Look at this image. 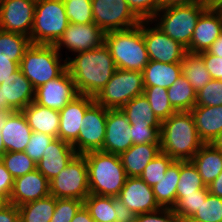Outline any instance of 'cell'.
Segmentation results:
<instances>
[{
  "instance_id": "e0dca14e",
  "label": "cell",
  "mask_w": 222,
  "mask_h": 222,
  "mask_svg": "<svg viewBox=\"0 0 222 222\" xmlns=\"http://www.w3.org/2000/svg\"><path fill=\"white\" fill-rule=\"evenodd\" d=\"M221 33L222 15L210 4L198 18L187 52L207 51Z\"/></svg>"
},
{
  "instance_id": "52a82bcc",
  "label": "cell",
  "mask_w": 222,
  "mask_h": 222,
  "mask_svg": "<svg viewBox=\"0 0 222 222\" xmlns=\"http://www.w3.org/2000/svg\"><path fill=\"white\" fill-rule=\"evenodd\" d=\"M68 25L63 0H39L36 2L30 41L32 44L55 45Z\"/></svg>"
},
{
  "instance_id": "277c9868",
  "label": "cell",
  "mask_w": 222,
  "mask_h": 222,
  "mask_svg": "<svg viewBox=\"0 0 222 222\" xmlns=\"http://www.w3.org/2000/svg\"><path fill=\"white\" fill-rule=\"evenodd\" d=\"M104 44L117 69L142 72L150 61L142 32V20L133 28L107 32Z\"/></svg>"
},
{
  "instance_id": "c3c4849f",
  "label": "cell",
  "mask_w": 222,
  "mask_h": 222,
  "mask_svg": "<svg viewBox=\"0 0 222 222\" xmlns=\"http://www.w3.org/2000/svg\"><path fill=\"white\" fill-rule=\"evenodd\" d=\"M135 222H180V217L172 208L161 207L155 211L138 214Z\"/></svg>"
},
{
  "instance_id": "60d3db41",
  "label": "cell",
  "mask_w": 222,
  "mask_h": 222,
  "mask_svg": "<svg viewBox=\"0 0 222 222\" xmlns=\"http://www.w3.org/2000/svg\"><path fill=\"white\" fill-rule=\"evenodd\" d=\"M209 194L208 186L195 194H184L173 206L172 210L180 218L192 217Z\"/></svg>"
},
{
  "instance_id": "836d02e7",
  "label": "cell",
  "mask_w": 222,
  "mask_h": 222,
  "mask_svg": "<svg viewBox=\"0 0 222 222\" xmlns=\"http://www.w3.org/2000/svg\"><path fill=\"white\" fill-rule=\"evenodd\" d=\"M31 44L30 38L26 35L0 29V57L2 58L21 62L25 51Z\"/></svg>"
},
{
  "instance_id": "94428289",
  "label": "cell",
  "mask_w": 222,
  "mask_h": 222,
  "mask_svg": "<svg viewBox=\"0 0 222 222\" xmlns=\"http://www.w3.org/2000/svg\"><path fill=\"white\" fill-rule=\"evenodd\" d=\"M210 144L222 152V132Z\"/></svg>"
},
{
  "instance_id": "d6a6232c",
  "label": "cell",
  "mask_w": 222,
  "mask_h": 222,
  "mask_svg": "<svg viewBox=\"0 0 222 222\" xmlns=\"http://www.w3.org/2000/svg\"><path fill=\"white\" fill-rule=\"evenodd\" d=\"M167 91L169 102L176 112L191 111L195 107L197 93L183 75Z\"/></svg>"
},
{
  "instance_id": "cb8c5ba5",
  "label": "cell",
  "mask_w": 222,
  "mask_h": 222,
  "mask_svg": "<svg viewBox=\"0 0 222 222\" xmlns=\"http://www.w3.org/2000/svg\"><path fill=\"white\" fill-rule=\"evenodd\" d=\"M161 152L160 144H133L119 155L127 177H140L146 165Z\"/></svg>"
},
{
  "instance_id": "d4e9b609",
  "label": "cell",
  "mask_w": 222,
  "mask_h": 222,
  "mask_svg": "<svg viewBox=\"0 0 222 222\" xmlns=\"http://www.w3.org/2000/svg\"><path fill=\"white\" fill-rule=\"evenodd\" d=\"M191 112L199 138L204 144H209L222 132V105L195 106Z\"/></svg>"
},
{
  "instance_id": "f907efd6",
  "label": "cell",
  "mask_w": 222,
  "mask_h": 222,
  "mask_svg": "<svg viewBox=\"0 0 222 222\" xmlns=\"http://www.w3.org/2000/svg\"><path fill=\"white\" fill-rule=\"evenodd\" d=\"M113 206L116 214V222H135L137 215L125 206L119 197H113Z\"/></svg>"
},
{
  "instance_id": "4fadbf2b",
  "label": "cell",
  "mask_w": 222,
  "mask_h": 222,
  "mask_svg": "<svg viewBox=\"0 0 222 222\" xmlns=\"http://www.w3.org/2000/svg\"><path fill=\"white\" fill-rule=\"evenodd\" d=\"M105 34L95 23H69L55 47L62 56V51L65 50V59L68 60L69 52L72 56L102 46L105 43Z\"/></svg>"
},
{
  "instance_id": "ffe728a7",
  "label": "cell",
  "mask_w": 222,
  "mask_h": 222,
  "mask_svg": "<svg viewBox=\"0 0 222 222\" xmlns=\"http://www.w3.org/2000/svg\"><path fill=\"white\" fill-rule=\"evenodd\" d=\"M50 195L49 180L36 168L23 176L14 179L11 204L17 207Z\"/></svg>"
},
{
  "instance_id": "9f6ffc18",
  "label": "cell",
  "mask_w": 222,
  "mask_h": 222,
  "mask_svg": "<svg viewBox=\"0 0 222 222\" xmlns=\"http://www.w3.org/2000/svg\"><path fill=\"white\" fill-rule=\"evenodd\" d=\"M14 112L11 109H2L0 110V160L2 158V156L6 153L3 141H2V133H1V129L3 128L6 119L8 118V116Z\"/></svg>"
},
{
  "instance_id": "91938a15",
  "label": "cell",
  "mask_w": 222,
  "mask_h": 222,
  "mask_svg": "<svg viewBox=\"0 0 222 222\" xmlns=\"http://www.w3.org/2000/svg\"><path fill=\"white\" fill-rule=\"evenodd\" d=\"M209 54L218 56L222 58V33L219 37L212 43L210 48L207 50Z\"/></svg>"
},
{
  "instance_id": "7402d4cb",
  "label": "cell",
  "mask_w": 222,
  "mask_h": 222,
  "mask_svg": "<svg viewBox=\"0 0 222 222\" xmlns=\"http://www.w3.org/2000/svg\"><path fill=\"white\" fill-rule=\"evenodd\" d=\"M72 144L54 138L47 146L42 158L36 163V168L50 181L65 168L76 155Z\"/></svg>"
},
{
  "instance_id": "e575fe53",
  "label": "cell",
  "mask_w": 222,
  "mask_h": 222,
  "mask_svg": "<svg viewBox=\"0 0 222 222\" xmlns=\"http://www.w3.org/2000/svg\"><path fill=\"white\" fill-rule=\"evenodd\" d=\"M199 172L191 161H180V175L177 183L176 202L184 194H195L206 188Z\"/></svg>"
},
{
  "instance_id": "4dcf8cb0",
  "label": "cell",
  "mask_w": 222,
  "mask_h": 222,
  "mask_svg": "<svg viewBox=\"0 0 222 222\" xmlns=\"http://www.w3.org/2000/svg\"><path fill=\"white\" fill-rule=\"evenodd\" d=\"M56 207V198H44L18 206L20 222H50Z\"/></svg>"
},
{
  "instance_id": "2e32d148",
  "label": "cell",
  "mask_w": 222,
  "mask_h": 222,
  "mask_svg": "<svg viewBox=\"0 0 222 222\" xmlns=\"http://www.w3.org/2000/svg\"><path fill=\"white\" fill-rule=\"evenodd\" d=\"M131 124L121 109L107 111L105 140L102 152L117 154L127 151L132 145Z\"/></svg>"
},
{
  "instance_id": "ee69618b",
  "label": "cell",
  "mask_w": 222,
  "mask_h": 222,
  "mask_svg": "<svg viewBox=\"0 0 222 222\" xmlns=\"http://www.w3.org/2000/svg\"><path fill=\"white\" fill-rule=\"evenodd\" d=\"M82 206L83 201L79 199L56 198V207L50 222H71Z\"/></svg>"
},
{
  "instance_id": "bcb514c9",
  "label": "cell",
  "mask_w": 222,
  "mask_h": 222,
  "mask_svg": "<svg viewBox=\"0 0 222 222\" xmlns=\"http://www.w3.org/2000/svg\"><path fill=\"white\" fill-rule=\"evenodd\" d=\"M54 138L51 135L33 131L24 152L37 163Z\"/></svg>"
},
{
  "instance_id": "816d5d0a",
  "label": "cell",
  "mask_w": 222,
  "mask_h": 222,
  "mask_svg": "<svg viewBox=\"0 0 222 222\" xmlns=\"http://www.w3.org/2000/svg\"><path fill=\"white\" fill-rule=\"evenodd\" d=\"M13 186L14 178L0 160V193H4L10 198L13 191Z\"/></svg>"
},
{
  "instance_id": "6f0895ef",
  "label": "cell",
  "mask_w": 222,
  "mask_h": 222,
  "mask_svg": "<svg viewBox=\"0 0 222 222\" xmlns=\"http://www.w3.org/2000/svg\"><path fill=\"white\" fill-rule=\"evenodd\" d=\"M208 189L211 195L222 198V172L208 185Z\"/></svg>"
},
{
  "instance_id": "484cf974",
  "label": "cell",
  "mask_w": 222,
  "mask_h": 222,
  "mask_svg": "<svg viewBox=\"0 0 222 222\" xmlns=\"http://www.w3.org/2000/svg\"><path fill=\"white\" fill-rule=\"evenodd\" d=\"M32 131L58 137L59 111L31 102L22 110Z\"/></svg>"
},
{
  "instance_id": "7bdbcfd3",
  "label": "cell",
  "mask_w": 222,
  "mask_h": 222,
  "mask_svg": "<svg viewBox=\"0 0 222 222\" xmlns=\"http://www.w3.org/2000/svg\"><path fill=\"white\" fill-rule=\"evenodd\" d=\"M222 105V80L212 79L196 94L195 106H221Z\"/></svg>"
},
{
  "instance_id": "f5cc1de1",
  "label": "cell",
  "mask_w": 222,
  "mask_h": 222,
  "mask_svg": "<svg viewBox=\"0 0 222 222\" xmlns=\"http://www.w3.org/2000/svg\"><path fill=\"white\" fill-rule=\"evenodd\" d=\"M20 62H14L9 58L0 57V84L20 68Z\"/></svg>"
},
{
  "instance_id": "5b68a950",
  "label": "cell",
  "mask_w": 222,
  "mask_h": 222,
  "mask_svg": "<svg viewBox=\"0 0 222 222\" xmlns=\"http://www.w3.org/2000/svg\"><path fill=\"white\" fill-rule=\"evenodd\" d=\"M19 66L23 75L36 89L59 77L67 69V60L63 59L55 45L31 44Z\"/></svg>"
},
{
  "instance_id": "ac0fdd59",
  "label": "cell",
  "mask_w": 222,
  "mask_h": 222,
  "mask_svg": "<svg viewBox=\"0 0 222 222\" xmlns=\"http://www.w3.org/2000/svg\"><path fill=\"white\" fill-rule=\"evenodd\" d=\"M118 197L136 215L161 208L155 200L153 188L140 177H127Z\"/></svg>"
},
{
  "instance_id": "9c48e42d",
  "label": "cell",
  "mask_w": 222,
  "mask_h": 222,
  "mask_svg": "<svg viewBox=\"0 0 222 222\" xmlns=\"http://www.w3.org/2000/svg\"><path fill=\"white\" fill-rule=\"evenodd\" d=\"M50 195L55 198L84 201L90 194L85 156L76 154L57 176L49 181Z\"/></svg>"
},
{
  "instance_id": "603a6c76",
  "label": "cell",
  "mask_w": 222,
  "mask_h": 222,
  "mask_svg": "<svg viewBox=\"0 0 222 222\" xmlns=\"http://www.w3.org/2000/svg\"><path fill=\"white\" fill-rule=\"evenodd\" d=\"M32 132L23 112H12L1 129L6 152L25 151Z\"/></svg>"
},
{
  "instance_id": "db71d44e",
  "label": "cell",
  "mask_w": 222,
  "mask_h": 222,
  "mask_svg": "<svg viewBox=\"0 0 222 222\" xmlns=\"http://www.w3.org/2000/svg\"><path fill=\"white\" fill-rule=\"evenodd\" d=\"M0 222H20L18 207L10 203L0 210Z\"/></svg>"
},
{
  "instance_id": "f35d334b",
  "label": "cell",
  "mask_w": 222,
  "mask_h": 222,
  "mask_svg": "<svg viewBox=\"0 0 222 222\" xmlns=\"http://www.w3.org/2000/svg\"><path fill=\"white\" fill-rule=\"evenodd\" d=\"M69 23H94L92 0H63Z\"/></svg>"
},
{
  "instance_id": "74e56055",
  "label": "cell",
  "mask_w": 222,
  "mask_h": 222,
  "mask_svg": "<svg viewBox=\"0 0 222 222\" xmlns=\"http://www.w3.org/2000/svg\"><path fill=\"white\" fill-rule=\"evenodd\" d=\"M1 161L14 179L36 169V162L24 151L6 152Z\"/></svg>"
},
{
  "instance_id": "4316f807",
  "label": "cell",
  "mask_w": 222,
  "mask_h": 222,
  "mask_svg": "<svg viewBox=\"0 0 222 222\" xmlns=\"http://www.w3.org/2000/svg\"><path fill=\"white\" fill-rule=\"evenodd\" d=\"M142 73L144 88L158 86L168 89L182 75V64L150 60Z\"/></svg>"
},
{
  "instance_id": "ba28073f",
  "label": "cell",
  "mask_w": 222,
  "mask_h": 222,
  "mask_svg": "<svg viewBox=\"0 0 222 222\" xmlns=\"http://www.w3.org/2000/svg\"><path fill=\"white\" fill-rule=\"evenodd\" d=\"M144 93L143 73L116 69L109 82L94 97L106 109H121L129 100Z\"/></svg>"
},
{
  "instance_id": "b9f144b4",
  "label": "cell",
  "mask_w": 222,
  "mask_h": 222,
  "mask_svg": "<svg viewBox=\"0 0 222 222\" xmlns=\"http://www.w3.org/2000/svg\"><path fill=\"white\" fill-rule=\"evenodd\" d=\"M192 217L202 222H222V198L209 193Z\"/></svg>"
},
{
  "instance_id": "5bb4252c",
  "label": "cell",
  "mask_w": 222,
  "mask_h": 222,
  "mask_svg": "<svg viewBox=\"0 0 222 222\" xmlns=\"http://www.w3.org/2000/svg\"><path fill=\"white\" fill-rule=\"evenodd\" d=\"M78 95L74 80L66 69L59 77L49 80L35 89L34 102L60 111Z\"/></svg>"
},
{
  "instance_id": "e7e4bbea",
  "label": "cell",
  "mask_w": 222,
  "mask_h": 222,
  "mask_svg": "<svg viewBox=\"0 0 222 222\" xmlns=\"http://www.w3.org/2000/svg\"><path fill=\"white\" fill-rule=\"evenodd\" d=\"M180 222H202V221L197 220L193 217H187V218H180Z\"/></svg>"
},
{
  "instance_id": "8992f818",
  "label": "cell",
  "mask_w": 222,
  "mask_h": 222,
  "mask_svg": "<svg viewBox=\"0 0 222 222\" xmlns=\"http://www.w3.org/2000/svg\"><path fill=\"white\" fill-rule=\"evenodd\" d=\"M210 4L195 3L163 8L154 15L151 21L167 36L187 48L190 45L198 18Z\"/></svg>"
},
{
  "instance_id": "6da1fadb",
  "label": "cell",
  "mask_w": 222,
  "mask_h": 222,
  "mask_svg": "<svg viewBox=\"0 0 222 222\" xmlns=\"http://www.w3.org/2000/svg\"><path fill=\"white\" fill-rule=\"evenodd\" d=\"M72 56L67 60V69L78 93L95 97L117 69L108 47L103 44Z\"/></svg>"
},
{
  "instance_id": "f546056e",
  "label": "cell",
  "mask_w": 222,
  "mask_h": 222,
  "mask_svg": "<svg viewBox=\"0 0 222 222\" xmlns=\"http://www.w3.org/2000/svg\"><path fill=\"white\" fill-rule=\"evenodd\" d=\"M181 64L182 75L190 82L196 93L212 80L203 58L199 53L187 52Z\"/></svg>"
},
{
  "instance_id": "ab89813d",
  "label": "cell",
  "mask_w": 222,
  "mask_h": 222,
  "mask_svg": "<svg viewBox=\"0 0 222 222\" xmlns=\"http://www.w3.org/2000/svg\"><path fill=\"white\" fill-rule=\"evenodd\" d=\"M173 161L174 160L169 155L160 152L146 165L140 178L150 187H153L165 176L167 168Z\"/></svg>"
},
{
  "instance_id": "d590c367",
  "label": "cell",
  "mask_w": 222,
  "mask_h": 222,
  "mask_svg": "<svg viewBox=\"0 0 222 222\" xmlns=\"http://www.w3.org/2000/svg\"><path fill=\"white\" fill-rule=\"evenodd\" d=\"M83 205L95 222H116L113 197L89 194Z\"/></svg>"
},
{
  "instance_id": "83f0119b",
  "label": "cell",
  "mask_w": 222,
  "mask_h": 222,
  "mask_svg": "<svg viewBox=\"0 0 222 222\" xmlns=\"http://www.w3.org/2000/svg\"><path fill=\"white\" fill-rule=\"evenodd\" d=\"M208 186L222 172V152L210 143L204 144L190 160Z\"/></svg>"
},
{
  "instance_id": "f1b7e54d",
  "label": "cell",
  "mask_w": 222,
  "mask_h": 222,
  "mask_svg": "<svg viewBox=\"0 0 222 222\" xmlns=\"http://www.w3.org/2000/svg\"><path fill=\"white\" fill-rule=\"evenodd\" d=\"M180 175V161L174 160L159 182L152 188L156 202L160 207L173 208L176 203L177 183Z\"/></svg>"
},
{
  "instance_id": "1f68e13d",
  "label": "cell",
  "mask_w": 222,
  "mask_h": 222,
  "mask_svg": "<svg viewBox=\"0 0 222 222\" xmlns=\"http://www.w3.org/2000/svg\"><path fill=\"white\" fill-rule=\"evenodd\" d=\"M121 110L130 124H151L161 126V121L153 113L148 99L142 94L129 100Z\"/></svg>"
},
{
  "instance_id": "6125c7cd",
  "label": "cell",
  "mask_w": 222,
  "mask_h": 222,
  "mask_svg": "<svg viewBox=\"0 0 222 222\" xmlns=\"http://www.w3.org/2000/svg\"><path fill=\"white\" fill-rule=\"evenodd\" d=\"M9 204V197L4 193H0V210L4 209Z\"/></svg>"
},
{
  "instance_id": "f6af8a7d",
  "label": "cell",
  "mask_w": 222,
  "mask_h": 222,
  "mask_svg": "<svg viewBox=\"0 0 222 222\" xmlns=\"http://www.w3.org/2000/svg\"><path fill=\"white\" fill-rule=\"evenodd\" d=\"M161 126L131 124L133 144H160Z\"/></svg>"
},
{
  "instance_id": "30bf717a",
  "label": "cell",
  "mask_w": 222,
  "mask_h": 222,
  "mask_svg": "<svg viewBox=\"0 0 222 222\" xmlns=\"http://www.w3.org/2000/svg\"><path fill=\"white\" fill-rule=\"evenodd\" d=\"M92 8L94 23L105 33L130 29L141 22L126 0H92Z\"/></svg>"
},
{
  "instance_id": "be15d7a7",
  "label": "cell",
  "mask_w": 222,
  "mask_h": 222,
  "mask_svg": "<svg viewBox=\"0 0 222 222\" xmlns=\"http://www.w3.org/2000/svg\"><path fill=\"white\" fill-rule=\"evenodd\" d=\"M211 5L222 15V0H212Z\"/></svg>"
},
{
  "instance_id": "44dd1931",
  "label": "cell",
  "mask_w": 222,
  "mask_h": 222,
  "mask_svg": "<svg viewBox=\"0 0 222 222\" xmlns=\"http://www.w3.org/2000/svg\"><path fill=\"white\" fill-rule=\"evenodd\" d=\"M0 89L3 94V109L22 111L34 101L35 88L20 68L0 84Z\"/></svg>"
},
{
  "instance_id": "7c38bea8",
  "label": "cell",
  "mask_w": 222,
  "mask_h": 222,
  "mask_svg": "<svg viewBox=\"0 0 222 222\" xmlns=\"http://www.w3.org/2000/svg\"><path fill=\"white\" fill-rule=\"evenodd\" d=\"M142 32L149 60L161 63H181L186 47L162 32L151 20H142Z\"/></svg>"
},
{
  "instance_id": "03108f58",
  "label": "cell",
  "mask_w": 222,
  "mask_h": 222,
  "mask_svg": "<svg viewBox=\"0 0 222 222\" xmlns=\"http://www.w3.org/2000/svg\"><path fill=\"white\" fill-rule=\"evenodd\" d=\"M3 109V94H2V90L0 89V110Z\"/></svg>"
},
{
  "instance_id": "7a4b0ae2",
  "label": "cell",
  "mask_w": 222,
  "mask_h": 222,
  "mask_svg": "<svg viewBox=\"0 0 222 222\" xmlns=\"http://www.w3.org/2000/svg\"><path fill=\"white\" fill-rule=\"evenodd\" d=\"M204 145L199 138L191 111L173 113L162 121L160 130L161 152L176 161H190Z\"/></svg>"
},
{
  "instance_id": "d6986e66",
  "label": "cell",
  "mask_w": 222,
  "mask_h": 222,
  "mask_svg": "<svg viewBox=\"0 0 222 222\" xmlns=\"http://www.w3.org/2000/svg\"><path fill=\"white\" fill-rule=\"evenodd\" d=\"M94 102V97L79 94L59 111V139L72 144L78 138L85 111Z\"/></svg>"
},
{
  "instance_id": "9a60e30c",
  "label": "cell",
  "mask_w": 222,
  "mask_h": 222,
  "mask_svg": "<svg viewBox=\"0 0 222 222\" xmlns=\"http://www.w3.org/2000/svg\"><path fill=\"white\" fill-rule=\"evenodd\" d=\"M36 2L31 0H2L0 29L30 37Z\"/></svg>"
},
{
  "instance_id": "11a10c76",
  "label": "cell",
  "mask_w": 222,
  "mask_h": 222,
  "mask_svg": "<svg viewBox=\"0 0 222 222\" xmlns=\"http://www.w3.org/2000/svg\"><path fill=\"white\" fill-rule=\"evenodd\" d=\"M195 3H212V0H161V9Z\"/></svg>"
},
{
  "instance_id": "8fae6325",
  "label": "cell",
  "mask_w": 222,
  "mask_h": 222,
  "mask_svg": "<svg viewBox=\"0 0 222 222\" xmlns=\"http://www.w3.org/2000/svg\"><path fill=\"white\" fill-rule=\"evenodd\" d=\"M107 111L105 107L94 102L84 114L78 138L72 143L77 154L101 151L105 140Z\"/></svg>"
},
{
  "instance_id": "8d00e7d4",
  "label": "cell",
  "mask_w": 222,
  "mask_h": 222,
  "mask_svg": "<svg viewBox=\"0 0 222 222\" xmlns=\"http://www.w3.org/2000/svg\"><path fill=\"white\" fill-rule=\"evenodd\" d=\"M143 95L148 99L153 113L161 122L168 119L176 112L169 102L168 91L166 88L149 86L144 88Z\"/></svg>"
},
{
  "instance_id": "7dc6e473",
  "label": "cell",
  "mask_w": 222,
  "mask_h": 222,
  "mask_svg": "<svg viewBox=\"0 0 222 222\" xmlns=\"http://www.w3.org/2000/svg\"><path fill=\"white\" fill-rule=\"evenodd\" d=\"M140 20H151L161 9V0H126Z\"/></svg>"
},
{
  "instance_id": "681fc988",
  "label": "cell",
  "mask_w": 222,
  "mask_h": 222,
  "mask_svg": "<svg viewBox=\"0 0 222 222\" xmlns=\"http://www.w3.org/2000/svg\"><path fill=\"white\" fill-rule=\"evenodd\" d=\"M212 79L222 80V58L209 54L207 51L199 53Z\"/></svg>"
},
{
  "instance_id": "3957f363",
  "label": "cell",
  "mask_w": 222,
  "mask_h": 222,
  "mask_svg": "<svg viewBox=\"0 0 222 222\" xmlns=\"http://www.w3.org/2000/svg\"><path fill=\"white\" fill-rule=\"evenodd\" d=\"M90 194L118 197L127 175L117 154L92 151L84 154Z\"/></svg>"
},
{
  "instance_id": "680465c9",
  "label": "cell",
  "mask_w": 222,
  "mask_h": 222,
  "mask_svg": "<svg viewBox=\"0 0 222 222\" xmlns=\"http://www.w3.org/2000/svg\"><path fill=\"white\" fill-rule=\"evenodd\" d=\"M71 222H95L94 219L90 216L88 210L83 205L78 212L75 214Z\"/></svg>"
}]
</instances>
